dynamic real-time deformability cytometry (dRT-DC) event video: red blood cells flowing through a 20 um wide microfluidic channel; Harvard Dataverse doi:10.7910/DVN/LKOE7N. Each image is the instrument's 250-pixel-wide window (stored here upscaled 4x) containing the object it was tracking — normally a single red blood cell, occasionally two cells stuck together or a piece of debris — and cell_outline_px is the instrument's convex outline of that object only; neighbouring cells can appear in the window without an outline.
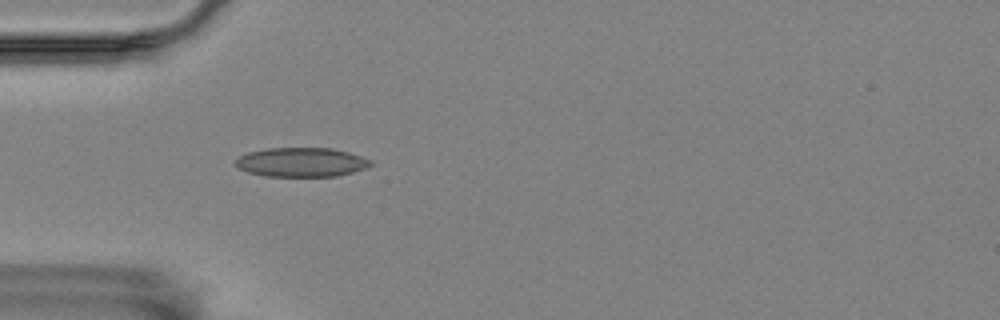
{"species": "Egyptian fruit bat (a non-hibernating species)", "species_latin": "Rousettus aegyptiacus", "temperature_condition": "room temperature", "stored_images_in_passage": 39, "camera_frame_rate_fps": 3000, "um_per_image_px": 0.085, "animal": {"sex": "female"}, "frame": {"image": 1, "passage_image": 10, "time_ms": 3.0, "image_size_px": [1000, 320], "cell_outline_px": [[376, 164], [368, 168], [336, 176], [264, 176], [248, 172], [236, 168], [232, 160], [248, 152], [268, 148], [332, 148], [348, 152], [372, 160]], "centroid_in_image_um": [25.61, 13.79], "position_along_channel_um": 59.4, "area_um2": 23.29}}
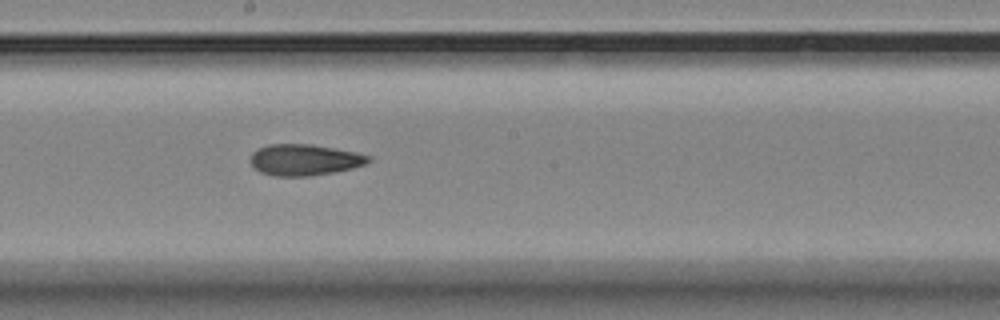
{"frame": {"image": 2, "passage_image": 24, "time_ms": 7.667, "image_size_px": [1000, 320], "cell_outline_px": [[372, 160], [364, 164], [352, 168], [336, 172], [308, 176], [276, 176], [260, 172], [248, 160], [252, 152], [268, 144], [312, 144], [356, 152], [368, 156]], "centroid_in_image_um": [25.86, 13.58], "position_along_channel_um": 222.3, "area_um2": 21.44}}
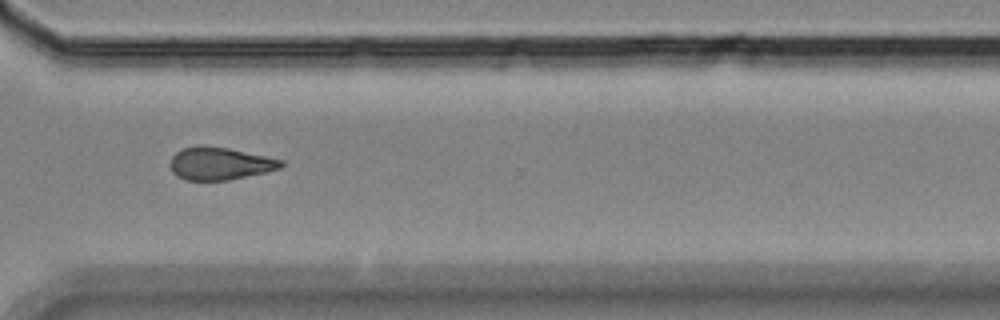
{"frame": {"image": 3, "passage_image": 35, "time_ms": 11.333, "image_size_px": [1000, 320], "cell_outline_px": [[284, 164], [280, 168], [264, 172], [228, 180], [188, 180], [176, 176], [172, 172], [172, 156], [176, 152], [184, 148], [200, 144], [204, 144], [228, 148], [284, 160]], "centroid_in_image_um": [18.68, 13.88], "position_along_channel_um": 351.9, "area_um2": 20.92}, "authors_computed_cell_mechanics": {"area_um2": 21.5594, "velocity_mm_per_s": 3.5418, "shape_relaxation_time_tau1_ms": 11.0937, "shape_relaxation_time_tau2_ms": 5.215, "deformation_change_tau1": 0.1922, "deformation_change_tau2": 0.1221}}